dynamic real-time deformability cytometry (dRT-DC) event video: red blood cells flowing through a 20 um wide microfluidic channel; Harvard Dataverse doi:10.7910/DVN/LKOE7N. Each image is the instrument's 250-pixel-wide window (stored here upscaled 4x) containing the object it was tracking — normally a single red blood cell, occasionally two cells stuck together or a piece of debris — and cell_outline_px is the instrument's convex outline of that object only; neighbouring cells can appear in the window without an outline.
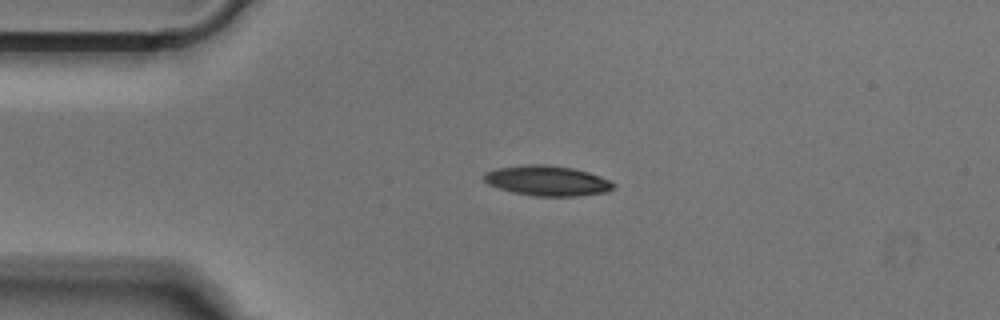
{"species": "Egyptian fruit bat (a non-hibernating species)", "species_latin": "Rousettus aegyptiacus", "temperature_condition": "cold", "stored_images_in_passage": 41, "camera_frame_rate_fps": 3000, "um_per_image_px": 0.085, "animal": {"sex": "male"}, "frame": {"image": 1, "passage_image": 1, "time_ms": 0.0, "image_size_px": [1000, 320], "cell_outline_px": [[616, 188], [608, 192], [576, 196], [532, 196], [512, 192], [488, 184], [484, 180], [484, 172], [496, 168], [524, 164], [548, 164], [572, 168], [588, 172], [600, 176], [616, 184]], "centroid_in_image_um": [46.53, 15.36], "position_along_channel_um": 38.5, "area_um2": 22.95}}
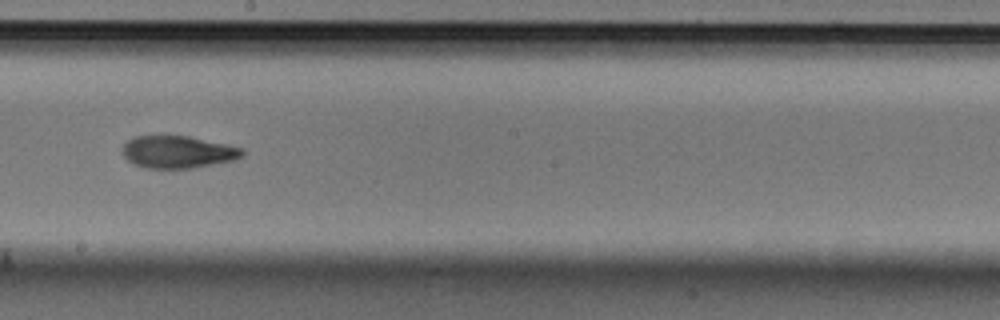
{"frame": {"image": 2, "passage_image": 18, "time_ms": 5.667, "image_size_px": [1000, 320], "cell_outline_px": [[244, 156], [236, 160], [192, 168], [148, 168], [136, 164], [128, 160], [120, 152], [120, 148], [128, 140], [136, 136], [188, 136], [228, 144], [244, 148]], "centroid_in_image_um": [15.15, 12.91], "position_along_channel_um": 233.1, "area_um2": 22.72}}
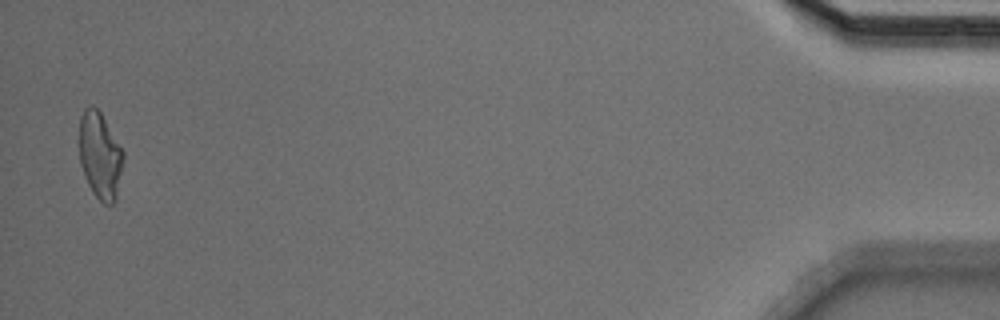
{"frame": {"image": 3, "passage_image": 40, "time_ms": 13.0, "image_size_px": [1000, 320], "cell_outline_px": [[124, 160], [116, 200], [112, 204], [104, 204], [92, 192], [84, 176], [80, 164], [80, 116], [84, 108], [88, 104], [92, 104], [100, 112], [124, 152]], "centroid_in_image_um": [8.51, 13.22], "position_along_channel_um": 426.7, "area_um2": 22.31}}